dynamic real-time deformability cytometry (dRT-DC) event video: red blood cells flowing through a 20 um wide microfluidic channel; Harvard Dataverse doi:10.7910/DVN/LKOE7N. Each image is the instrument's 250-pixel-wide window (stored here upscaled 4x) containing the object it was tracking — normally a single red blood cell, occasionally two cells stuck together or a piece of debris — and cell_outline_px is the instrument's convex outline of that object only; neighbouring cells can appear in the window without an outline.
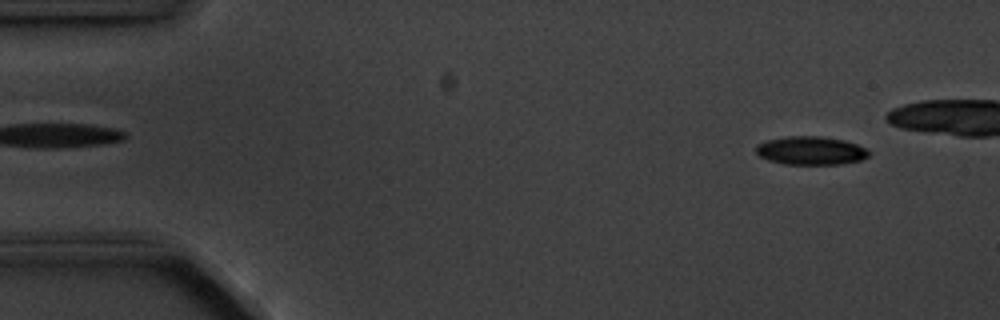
{"species": "common noctule bat (a hibernating species)", "species_latin": "Nyctalus noctula", "temperature_condition": "cold", "stored_images_in_passage": 12, "camera_frame_rate_fps": 3000, "um_per_image_px": 0.085, "animal": {"sex": "male", "body_mass_g": 20.1, "forearm_length_mm": 53.5}, "frame": {"image": 1, "passage_image": 1, "time_ms": 0.0, "image_size_px": [1000, 320], "cell_outline_px": [[872, 152], [868, 156], [860, 160], [840, 164], [784, 164], [768, 160], [760, 156], [756, 152], [756, 144], [764, 140], [784, 136], [820, 136], [844, 140], [856, 144]], "centroid_in_image_um": [68.88, 12.79], "position_along_channel_um": 16.1, "area_um2": 18.79}}